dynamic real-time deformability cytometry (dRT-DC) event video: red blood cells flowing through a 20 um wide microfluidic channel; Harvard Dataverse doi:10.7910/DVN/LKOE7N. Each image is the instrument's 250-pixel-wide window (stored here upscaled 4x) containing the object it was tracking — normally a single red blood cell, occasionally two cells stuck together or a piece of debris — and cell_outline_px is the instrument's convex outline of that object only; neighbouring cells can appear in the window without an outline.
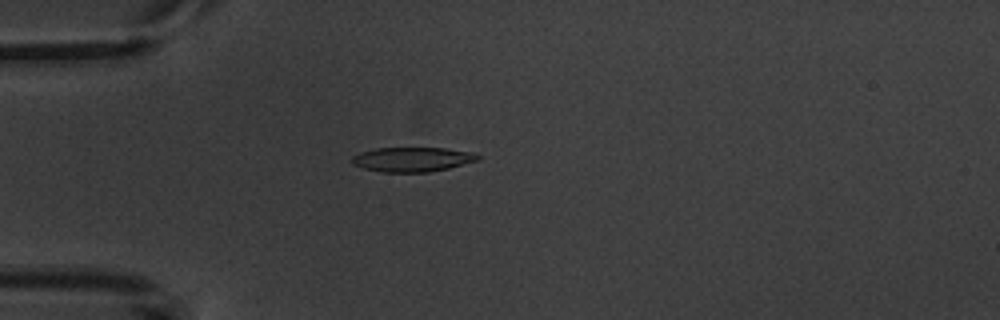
{"species": "common noctule bat (a hibernating species)", "species_latin": "Nyctalus noctula", "temperature_condition": "warm", "stored_images_in_passage": 5, "camera_frame_rate_fps": 3000, "um_per_image_px": 0.085, "animal": {"sex": "male", "body_mass_g": 20.1, "forearm_length_mm": 53.5}, "frame": {"image": 1, "passage_image": 5, "time_ms": 4.667, "image_size_px": [1000, 320], "cell_outline_px": [[480, 160], [448, 168], [428, 172], [380, 172], [364, 168], [352, 164], [352, 156], [360, 152], [376, 148], [444, 148], [476, 152], [480, 156]], "centroid_in_image_um": [35.08, 13.54], "position_along_channel_um": 49.9, "area_um2": 18.09}}